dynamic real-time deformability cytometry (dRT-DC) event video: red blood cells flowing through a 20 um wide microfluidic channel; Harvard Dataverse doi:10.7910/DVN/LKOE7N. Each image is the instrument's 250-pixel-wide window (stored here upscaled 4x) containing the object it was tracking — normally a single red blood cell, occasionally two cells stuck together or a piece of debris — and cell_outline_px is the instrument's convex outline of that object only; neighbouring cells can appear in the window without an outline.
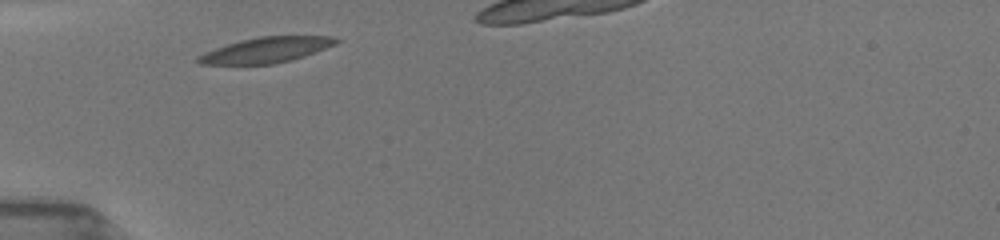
{"species": "common noctule bat (a hibernating species)", "species_latin": "Nyctalus noctula", "temperature_condition": "room temperature", "stored_images_in_passage": 5, "camera_frame_rate_fps": 3000, "um_per_image_px": 0.085, "animal": {"sex": "female", "body_mass_g": 19.5, "forearm_length_mm": 54.1}, "frame": {"image": 1, "passage_image": 1, "time_ms": 0.0, "image_size_px": [1000, 240], "cell_outline_px": [[340, 40], [336, 44], [304, 56], [292, 60], [272, 64], [200, 64], [196, 60], [196, 56], [204, 52], [240, 40], [260, 36], [332, 36]], "centroid_in_image_um": [22.62, 4.25], "position_along_channel_um": 62.4, "area_um2": 20.35}}
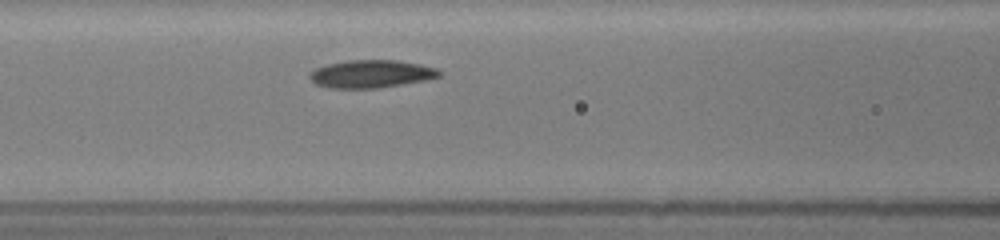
{"frame": {"image": 2, "passage_image": 4, "time_ms": 2.0, "image_size_px": [1000, 240], "cell_outline_px": [[444, 72], [440, 76], [424, 80], [376, 88], [328, 88], [316, 84], [308, 76], [308, 72], [316, 68], [328, 64], [348, 60], [396, 60], [420, 64], [436, 68]], "centroid_in_image_um": [31.53, 6.27], "position_along_channel_um": 135.1, "area_um2": 20.92}}